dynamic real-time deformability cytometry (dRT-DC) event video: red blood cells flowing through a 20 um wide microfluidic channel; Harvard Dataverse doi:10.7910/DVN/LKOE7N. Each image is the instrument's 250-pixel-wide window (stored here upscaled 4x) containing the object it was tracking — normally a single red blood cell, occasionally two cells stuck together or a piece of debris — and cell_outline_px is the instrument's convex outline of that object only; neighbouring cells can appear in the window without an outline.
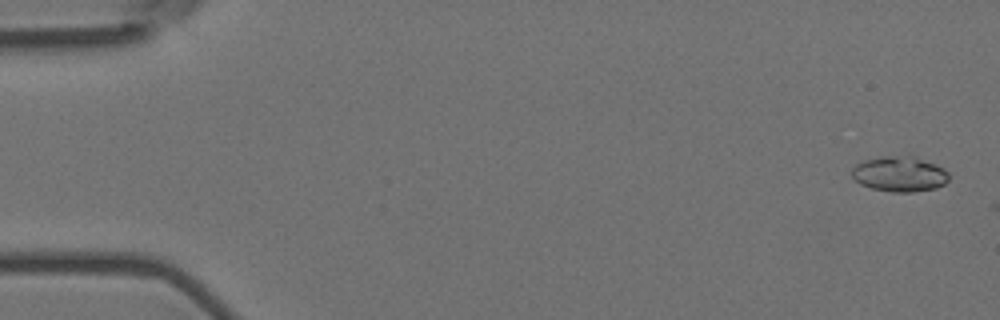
{"species": "Egyptian fruit bat (a non-hibernating species)", "species_latin": "Rousettus aegyptiacus", "temperature_condition": "room temperature", "stored_images_in_passage": 4, "camera_frame_rate_fps": 3000, "um_per_image_px": 0.085, "animal": {"sex": "female"}, "frame": {"image": 1, "passage_image": 1, "time_ms": 0.0, "image_size_px": [1000, 320], "cell_outline_px": [[948, 180], [944, 184], [936, 188], [912, 192], [892, 192], [872, 188], [860, 184], [852, 176], [852, 168], [856, 164], [864, 160], [908, 152], [936, 164], [944, 168], [948, 172]], "centroid_in_image_um": [76.49, 14.75], "position_along_channel_um": 8.5, "area_um2": 20.46}}